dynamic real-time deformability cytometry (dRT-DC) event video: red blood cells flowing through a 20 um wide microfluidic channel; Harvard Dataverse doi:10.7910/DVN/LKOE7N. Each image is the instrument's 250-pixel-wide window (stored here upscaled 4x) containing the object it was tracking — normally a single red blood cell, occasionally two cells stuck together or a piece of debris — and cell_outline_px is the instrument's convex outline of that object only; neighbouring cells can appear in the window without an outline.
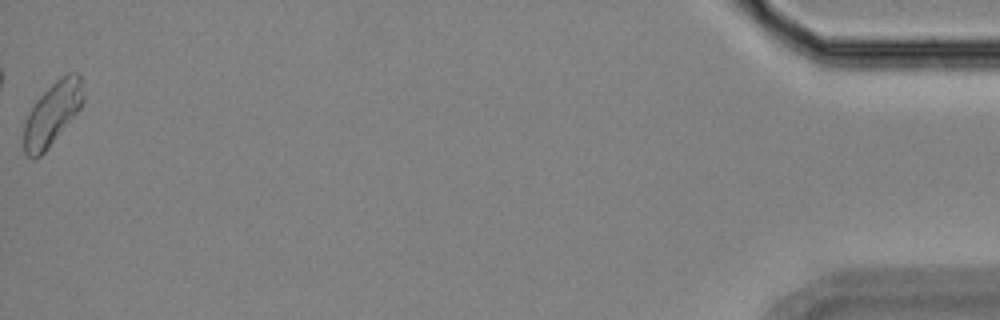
{"species": "Egyptian fruit bat (a non-hibernating species)", "species_latin": "Rousettus aegyptiacus", "temperature_condition": "room temperature", "stored_images_in_passage": 38, "camera_frame_rate_fps": 3000, "um_per_image_px": 0.085, "animal": {"sex": "female"}, "frame": {"image": 1, "passage_image": 38, "time_ms": 12.333, "image_size_px": [1000, 320], "cell_outline_px": [[84, 100], [80, 108], [44, 152], [40, 156], [28, 156], [24, 152], [24, 124], [28, 112], [36, 100], [60, 76], [68, 72], [80, 72], [84, 92]], "centroid_in_image_um": [4.47, 9.59], "position_along_channel_um": 430.7, "area_um2": 21.56}, "authors_computed_cell_mechanics": {"area_um2": 20.5768, "velocity_mm_per_s": 3.7783, "shape_relaxation_time_tau1_ms": null, "shape_relaxation_time_tau2_ms": 3.6964, "deformation_change_tau1": null, "deformation_change_tau2": 0.1008}}